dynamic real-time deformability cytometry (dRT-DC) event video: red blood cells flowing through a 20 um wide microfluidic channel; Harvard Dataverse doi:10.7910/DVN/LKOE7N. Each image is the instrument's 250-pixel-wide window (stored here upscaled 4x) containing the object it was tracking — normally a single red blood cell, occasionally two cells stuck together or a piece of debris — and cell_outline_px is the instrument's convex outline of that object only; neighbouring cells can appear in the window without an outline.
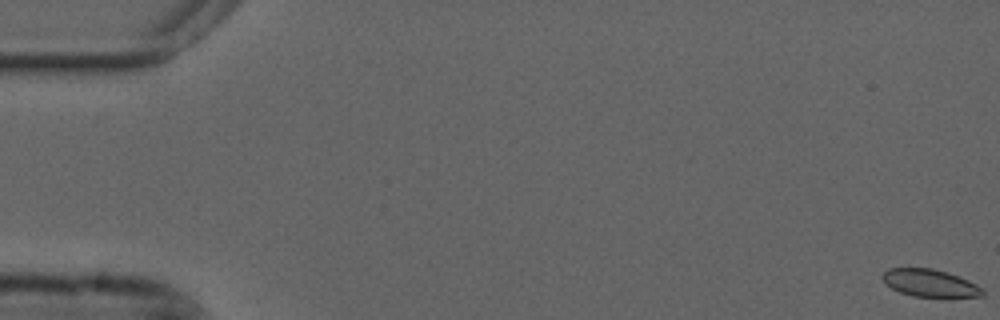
{"species": "common noctule bat (a hibernating species)", "species_latin": "Nyctalus noctula", "temperature_condition": "cold", "stored_images_in_passage": 56, "camera_frame_rate_fps": 3000, "um_per_image_px": 0.085, "animal": {"sex": "male", "forearm_length_mm": 52.5}, "frame": {"image": 1, "passage_image": 1, "time_ms": 0.0, "image_size_px": [1000, 320], "cell_outline_px": [[984, 296], [912, 296], [900, 292], [884, 284], [880, 276], [888, 268], [932, 268], [948, 272], [968, 280], [984, 288]], "centroid_in_image_um": [79.01, 24.04], "position_along_channel_um": 6.0, "area_um2": 16.01}}
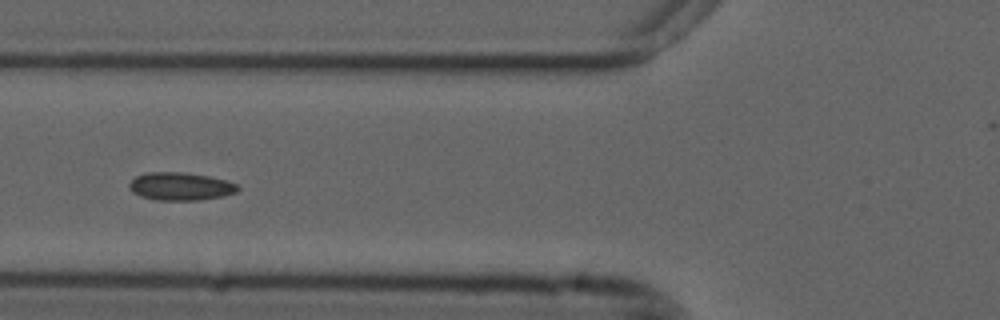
{"frame": {"image": 2, "passage_image": 22, "time_ms": 7.0, "image_size_px": [1000, 320], "cell_outline_px": [[240, 188], [236, 192], [224, 196], [196, 200], [156, 200], [140, 196], [132, 192], [128, 188], [128, 184], [136, 176], [148, 172], [184, 172], [208, 176], [240, 184]], "centroid_in_image_um": [15.34, 15.84], "position_along_channel_um": 110.5, "area_um2": 17.74}}
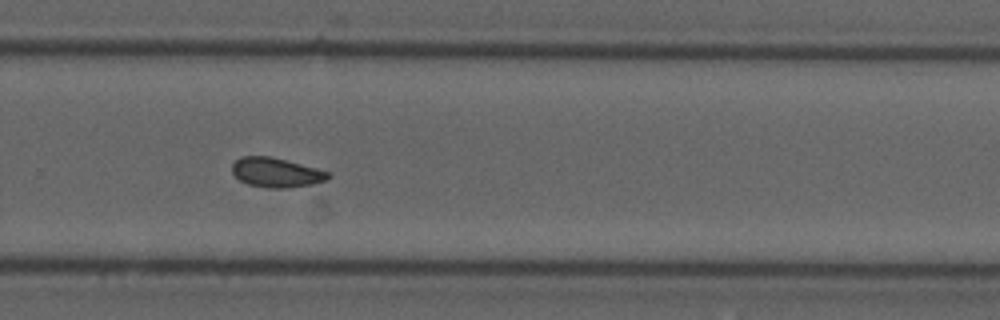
{"frame": {"image": 3, "passage_image": 38, "time_ms": 12.333, "image_size_px": [1000, 320], "cell_outline_px": [[332, 176], [328, 180], [312, 184], [284, 188], [268, 188], [248, 184], [240, 180], [232, 172], [232, 164], [240, 156], [272, 156], [316, 168], [328, 172]], "centroid_in_image_um": [23.48, 14.66], "position_along_channel_um": 306.3, "area_um2": 16.53}, "authors_computed_cell_mechanics": {"area_um2": 16.8198, "velocity_mm_per_s": 3.6846, "shape_relaxation_time_tau1_ms": null, "shape_relaxation_time_tau2_ms": 2.358, "deformation_change_tau1": null, "deformation_change_tau2": 0.0728}}